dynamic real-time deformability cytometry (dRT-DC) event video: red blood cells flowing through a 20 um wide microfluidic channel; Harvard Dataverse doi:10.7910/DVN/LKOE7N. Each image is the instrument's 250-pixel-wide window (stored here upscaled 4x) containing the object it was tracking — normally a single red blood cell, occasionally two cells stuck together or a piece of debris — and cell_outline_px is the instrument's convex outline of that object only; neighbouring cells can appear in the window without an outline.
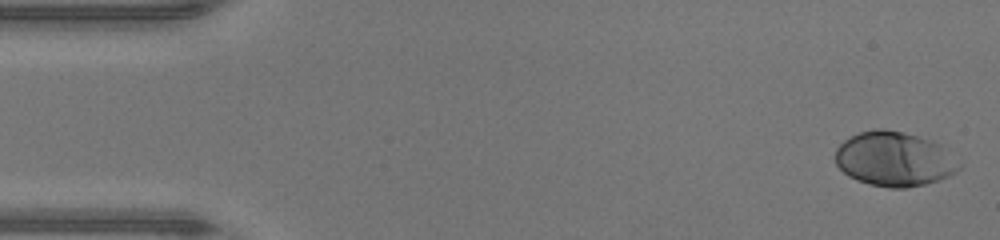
{"species": "human", "species_latin": "Homo sapiens", "temperature_condition": "warm", "stored_images_in_passage": 47, "camera_frame_rate_fps": 3000, "um_per_image_px": 0.085, "donor": {"sex": "male"}, "frame": {"image": 1, "passage_image": 1, "time_ms": 0.0, "image_size_px": [1000, 240], "cell_outline_px": [[960, 168], [956, 172], [948, 176], [924, 184], [904, 188], [888, 188], [868, 184], [856, 180], [848, 176], [836, 164], [836, 148], [844, 140], [860, 132], [876, 128], [884, 128], [904, 132], [928, 140], [936, 144], [960, 164]], "centroid_in_image_um": [75.94, 13.53], "position_along_channel_um": 9.1, "area_um2": 38.73}}
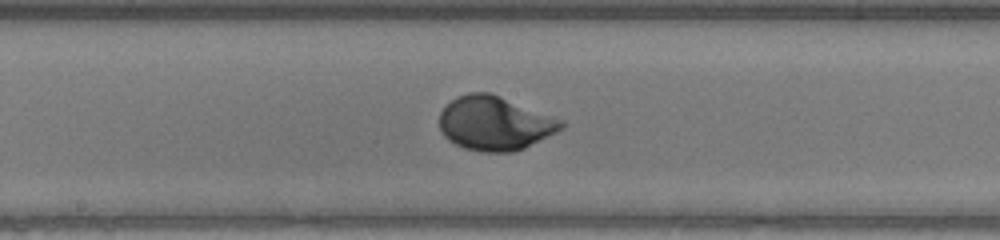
{"frame": {"image": 2, "passage_image": 24, "time_ms": 7.667, "image_size_px": [1000, 240], "cell_outline_px": [[568, 124], [564, 128], [524, 148], [512, 152], [480, 152], [464, 148], [448, 140], [440, 132], [440, 112], [456, 96], [468, 92], [488, 92], [500, 96], [564, 120]], "centroid_in_image_um": [42.06, 10.48], "position_along_channel_um": 206.1, "area_um2": 38.44}}
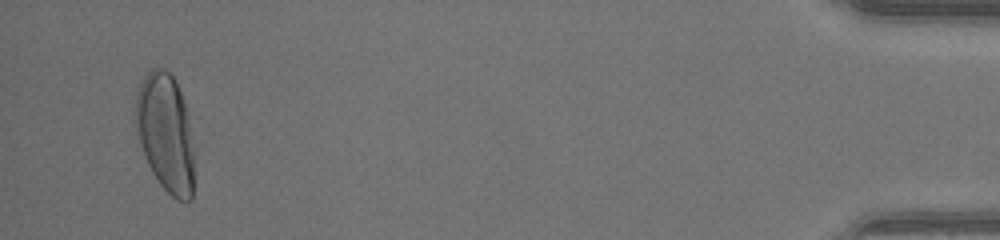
{"frame": {"image": 3, "passage_image": 45, "time_ms": 14.667, "image_size_px": [1000, 240], "cell_outline_px": [[196, 148], [192, 200], [176, 200], [160, 184], [152, 172], [144, 156], [132, 120], [136, 92], [144, 76], [152, 68], [160, 68], [168, 72], [176, 80], [188, 112]], "centroid_in_image_um": [14.08, 11.3], "position_along_channel_um": 421.1, "area_um2": 41.79}, "authors_computed_cell_mechanics": {"area_um2": 37.4544, "velocity_mm_per_s": 4.3415, "shape_relaxation_time_tau1_ms": 2.4167, "shape_relaxation_time_tau2_ms": null, "deformation_change_tau1": 0.1862, "deformation_change_tau2": null}}